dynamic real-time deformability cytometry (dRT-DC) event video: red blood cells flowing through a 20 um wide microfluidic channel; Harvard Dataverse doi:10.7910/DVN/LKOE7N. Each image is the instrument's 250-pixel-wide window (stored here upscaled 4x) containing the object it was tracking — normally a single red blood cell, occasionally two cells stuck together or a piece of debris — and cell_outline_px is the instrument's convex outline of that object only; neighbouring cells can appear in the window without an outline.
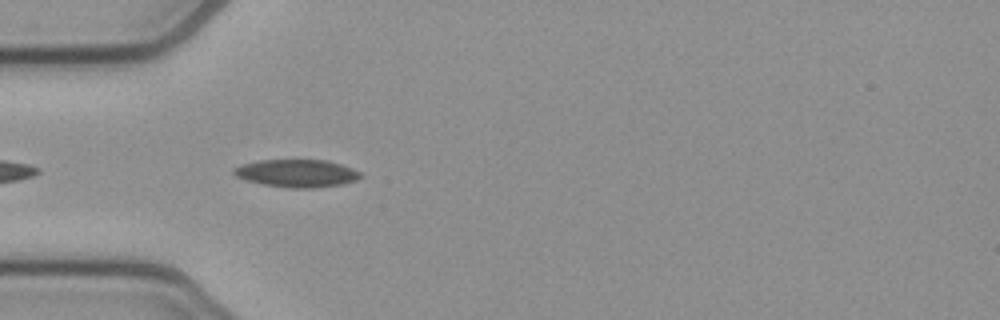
{"species": "common noctule bat (a hibernating species)", "species_latin": "Nyctalus noctula", "temperature_condition": "cold", "stored_images_in_passage": 9, "camera_frame_rate_fps": 3000, "um_per_image_px": 0.085, "animal": {"sex": "female", "body_mass_g": 21.9}, "frame": {"image": 1, "passage_image": 3, "time_ms": 0.667, "image_size_px": [1000, 320], "cell_outline_px": [[364, 176], [356, 180], [340, 184], [312, 188], [292, 188], [264, 184], [248, 180], [236, 176], [232, 172], [236, 168], [244, 164], [260, 160], [328, 160], [352, 168], [360, 172]], "centroid_in_image_um": [25.28, 14.72], "position_along_channel_um": 59.7, "area_um2": 20.11}}